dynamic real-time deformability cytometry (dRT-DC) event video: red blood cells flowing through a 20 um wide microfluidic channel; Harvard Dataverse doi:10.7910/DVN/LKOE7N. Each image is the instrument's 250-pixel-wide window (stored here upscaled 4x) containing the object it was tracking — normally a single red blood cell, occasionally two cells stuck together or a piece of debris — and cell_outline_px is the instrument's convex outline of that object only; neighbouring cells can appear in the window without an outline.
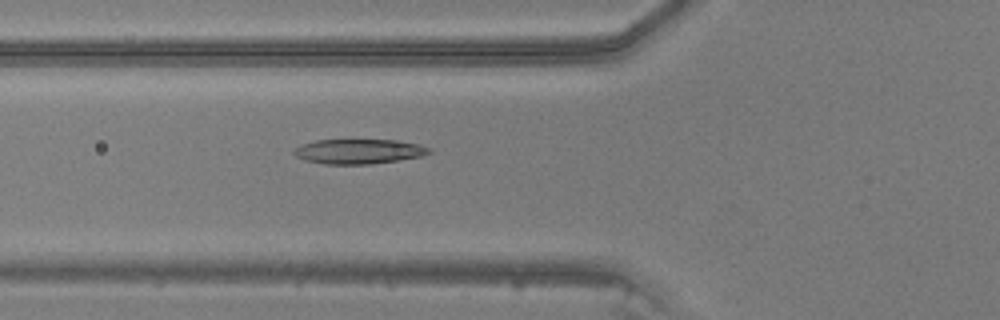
{"species": "common noctule bat (a hibernating species)", "species_latin": "Nyctalus noctula", "temperature_condition": "warm", "stored_images_in_passage": 33, "camera_frame_rate_fps": 3000, "um_per_image_px": 0.085, "animal": {"sex": "male", "body_mass_g": 20.5, "forearm_length_mm": 52.5}, "frame": {"image": 1, "passage_image": 18, "time_ms": 5.667, "image_size_px": [1000, 320], "cell_outline_px": [[432, 152], [420, 156], [396, 160], [368, 164], [324, 164], [304, 160], [296, 156], [292, 152], [300, 144], [316, 140], [396, 140], [420, 144], [432, 148]], "centroid_in_image_um": [30.48, 12.86], "position_along_channel_um": 95.3, "area_um2": 19.48}}
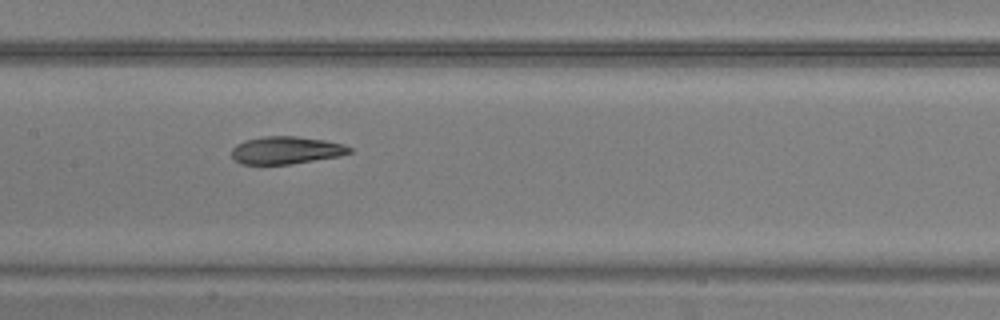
{"frame": {"image": 2, "passage_image": 24, "time_ms": 7.667, "image_size_px": [1000, 320], "cell_outline_px": [[352, 152], [340, 156], [292, 164], [240, 164], [232, 156], [232, 148], [236, 144], [244, 140], [264, 136], [296, 136], [324, 140], [344, 144], [352, 148]], "centroid_in_image_um": [24.33, 12.77], "position_along_channel_um": 183.1, "area_um2": 19.02}}
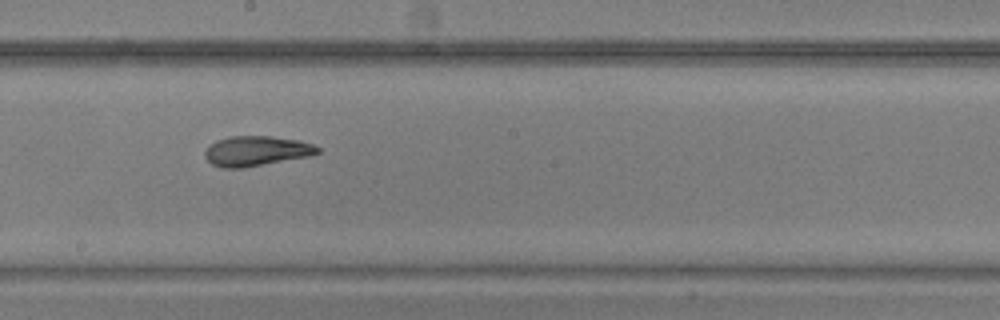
{"frame": {"image": 3, "passage_image": 27, "time_ms": 8.667, "image_size_px": [1000, 320], "cell_outline_px": [[320, 152], [312, 156], [244, 168], [224, 168], [212, 164], [204, 156], [204, 152], [208, 144], [216, 140], [228, 136], [272, 136], [300, 140], [312, 144], [320, 148]], "centroid_in_image_um": [21.79, 12.83], "position_along_channel_um": 226.4, "area_um2": 20.06}}